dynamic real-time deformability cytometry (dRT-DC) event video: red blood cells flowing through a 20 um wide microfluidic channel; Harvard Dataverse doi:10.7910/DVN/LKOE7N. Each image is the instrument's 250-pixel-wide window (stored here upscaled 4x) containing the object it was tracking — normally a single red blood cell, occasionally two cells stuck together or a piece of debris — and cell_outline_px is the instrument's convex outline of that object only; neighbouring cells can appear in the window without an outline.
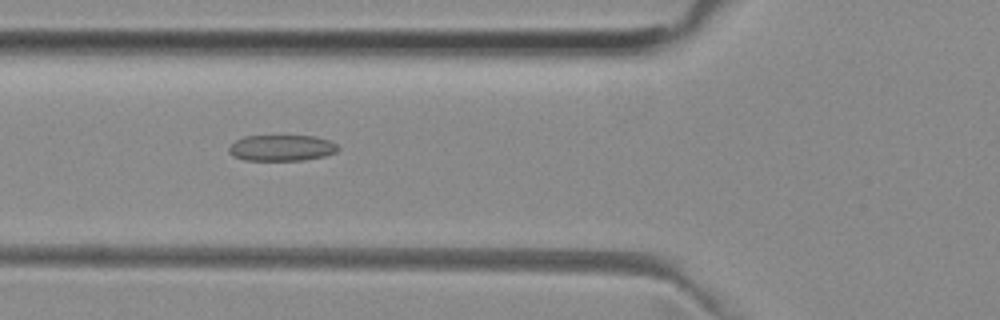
{"species": "common noctule bat (a hibernating species)", "species_latin": "Nyctalus noctula", "temperature_condition": "room temperature", "stored_images_in_passage": 47, "camera_frame_rate_fps": 3000, "um_per_image_px": 0.085, "animal": {"sex": "female", "body_mass_g": 29.2, "forearm_length_mm": 56.3}, "frame": {"image": 1, "passage_image": 19, "time_ms": 6.0, "image_size_px": [1000, 320], "cell_outline_px": [[340, 148], [336, 152], [324, 156], [304, 160], [244, 160], [232, 156], [228, 152], [228, 148], [236, 140], [244, 136], [284, 132], [316, 136], [328, 140], [336, 144]], "centroid_in_image_um": [23.93, 12.51], "position_along_channel_um": 101.9, "area_um2": 17.63}}
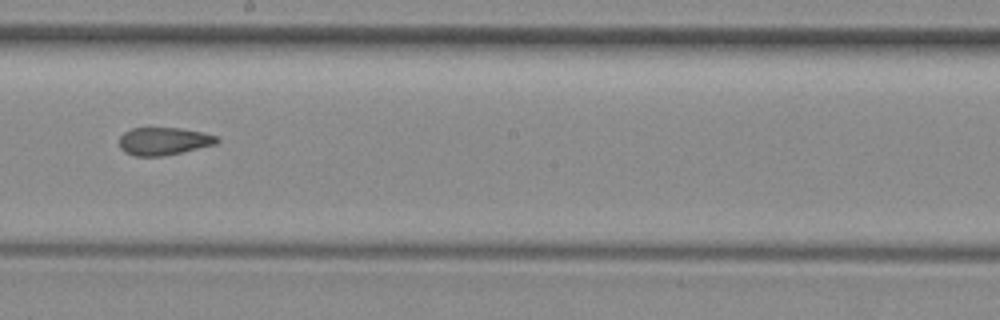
{"frame": {"image": 2, "passage_image": 29, "time_ms": 9.333, "image_size_px": [1000, 320], "cell_outline_px": [[220, 140], [216, 144], [180, 152], [160, 156], [136, 156], [124, 152], [120, 148], [120, 136], [124, 132], [132, 128], [180, 128], [204, 132], [216, 136]], "centroid_in_image_um": [13.91, 11.99], "position_along_channel_um": 234.3, "area_um2": 15.66}}
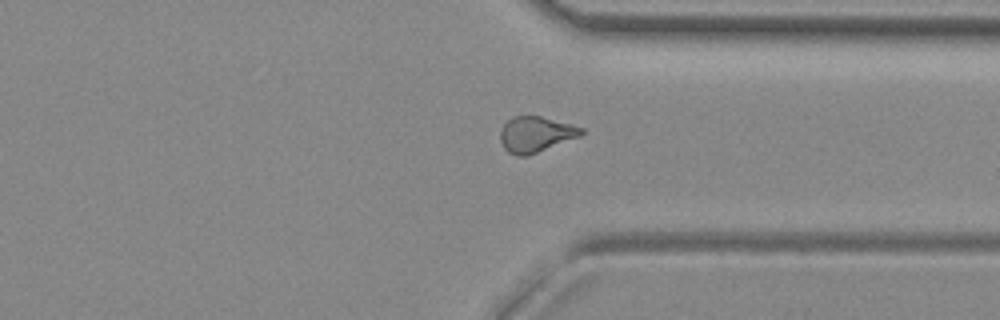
{"frame": {"image": 3, "passage_image": 39, "time_ms": 12.667, "image_size_px": [1000, 320], "cell_outline_px": [[584, 132], [580, 136], [528, 156], [516, 156], [508, 152], [504, 148], [500, 140], [500, 128], [512, 116], [540, 116], [572, 124], [584, 128]], "centroid_in_image_um": [45.52, 11.42], "position_along_channel_um": 365.9, "area_um2": 16.94}, "authors_computed_cell_mechanics": {"area_um2": 16.8776, "velocity_mm_per_s": 3.9687, "shape_relaxation_time_tau1_ms": null, "shape_relaxation_time_tau2_ms": 2.8286, "deformation_change_tau1": null, "deformation_change_tau2": 0.1027}}